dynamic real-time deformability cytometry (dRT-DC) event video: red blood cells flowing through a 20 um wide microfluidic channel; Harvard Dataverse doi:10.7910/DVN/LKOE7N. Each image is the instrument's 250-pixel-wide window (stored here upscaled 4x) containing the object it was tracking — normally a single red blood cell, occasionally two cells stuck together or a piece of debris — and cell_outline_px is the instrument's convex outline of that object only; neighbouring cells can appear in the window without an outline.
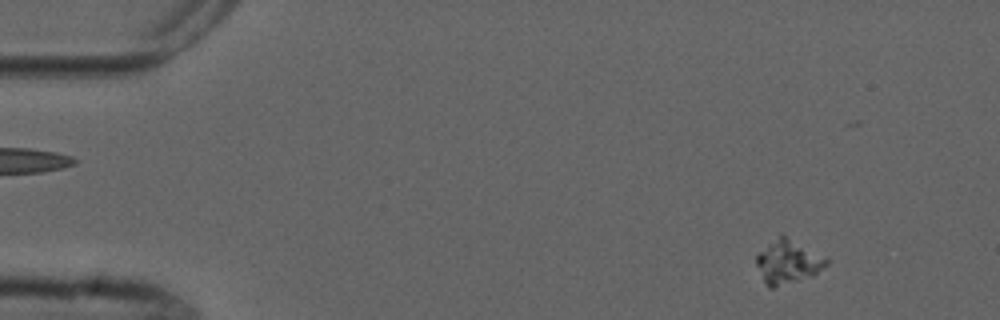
{"species": "common noctule bat (a hibernating species)", "species_latin": "Nyctalus noctula", "temperature_condition": "cold", "stored_images_in_passage": 4, "camera_frame_rate_fps": 3000, "um_per_image_px": 0.085, "animal": {"sex": "male", "forearm_length_mm": 52.5}, "frame": {"image": 1, "passage_image": 1, "time_ms": 0.0, "image_size_px": [1000, 320], "cell_outline_px": [[828, 264], [812, 276], [772, 288], [768, 288], [764, 284], [756, 264], [756, 256], [780, 232], [828, 256]], "centroid_in_image_um": [67.0, 22.23], "position_along_channel_um": 18.0, "area_um2": 18.21}}